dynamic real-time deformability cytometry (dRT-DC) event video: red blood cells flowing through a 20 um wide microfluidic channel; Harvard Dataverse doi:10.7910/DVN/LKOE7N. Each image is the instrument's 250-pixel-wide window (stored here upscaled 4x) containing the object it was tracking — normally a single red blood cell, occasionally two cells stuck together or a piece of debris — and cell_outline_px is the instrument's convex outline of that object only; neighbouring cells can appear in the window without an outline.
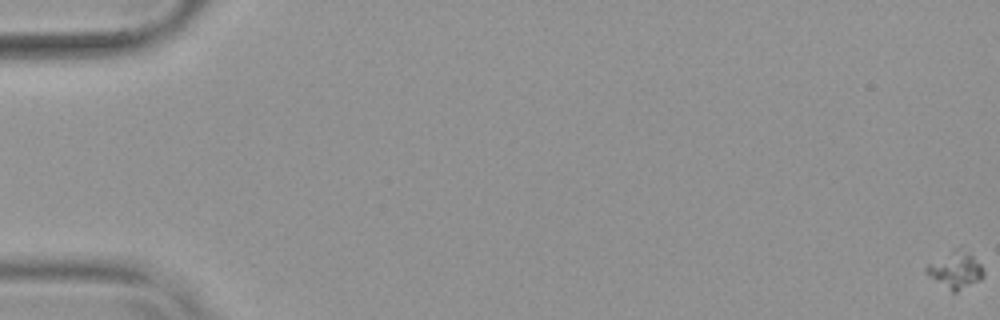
{"species": "common noctule bat (a hibernating species)", "species_latin": "Nyctalus noctula", "temperature_condition": "warm", "stored_images_in_passage": 60, "camera_frame_rate_fps": 3000, "um_per_image_px": 0.085, "animal": {"sex": "female", "body_mass_g": 19.9}, "frame": {"image": 1, "passage_image": 1, "time_ms": 0.0, "image_size_px": [1000, 320], "cell_outline_px": [[984, 276], [980, 280], [956, 292], [952, 292], [924, 272], [924, 268], [928, 264], [952, 248], [956, 248], [972, 256], [980, 264], [984, 272]], "centroid_in_image_um": [81.19, 22.96], "position_along_channel_um": 3.8, "area_um2": 11.96}}
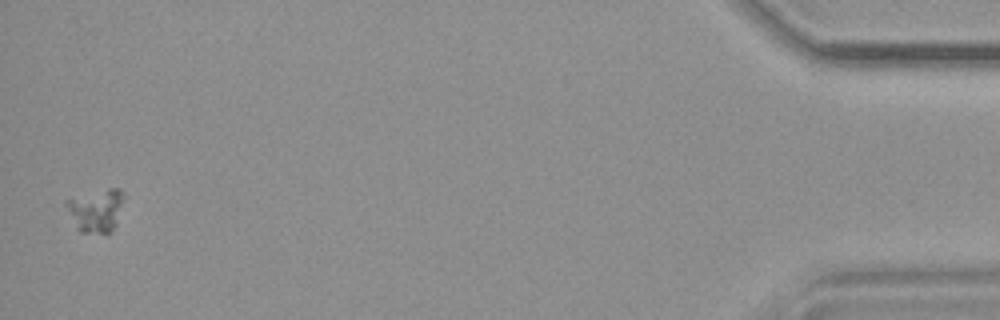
{"frame": {"image": 2, "passage_image": 59, "time_ms": 19.333, "image_size_px": [1000, 320], "cell_outline_px": [[124, 196], [116, 224], [112, 232], [80, 232], [76, 228], [64, 204], [64, 200], [108, 188], [120, 188], [124, 192]], "centroid_in_image_um": [8.15, 17.87], "position_along_channel_um": 427.0, "area_um2": 14.28}}